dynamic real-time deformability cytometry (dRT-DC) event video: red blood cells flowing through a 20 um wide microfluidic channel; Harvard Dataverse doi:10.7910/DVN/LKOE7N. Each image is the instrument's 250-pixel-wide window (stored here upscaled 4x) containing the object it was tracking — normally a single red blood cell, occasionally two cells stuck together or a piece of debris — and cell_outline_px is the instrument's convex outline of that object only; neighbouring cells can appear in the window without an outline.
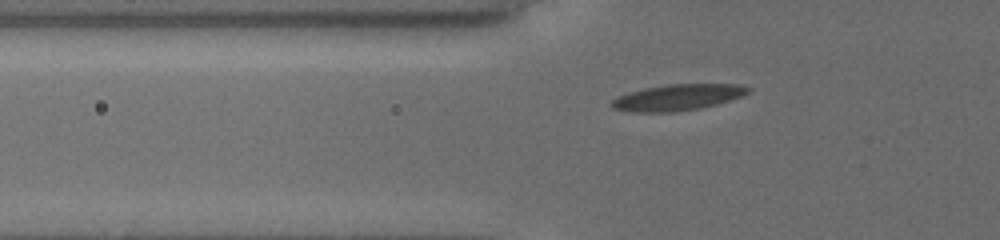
{"species": "common noctule bat (a hibernating species)", "species_latin": "Nyctalus noctula", "temperature_condition": "cold", "stored_images_in_passage": 35, "camera_frame_rate_fps": 3000, "um_per_image_px": 0.085, "animal": {"sex": "female", "body_mass_g": 19.5, "forearm_length_mm": 54.1}, "frame": {"image": 1, "passage_image": 2, "time_ms": 0.333, "image_size_px": [1000, 240], "cell_outline_px": [[752, 88], [748, 92], [740, 96], [716, 104], [700, 108], [676, 112], [632, 112], [612, 108], [608, 104], [612, 100], [628, 92], [644, 88], [668, 84], [740, 84]], "centroid_in_image_um": [57.56, 8.28], "position_along_channel_um": 68.2, "area_um2": 20.75}}
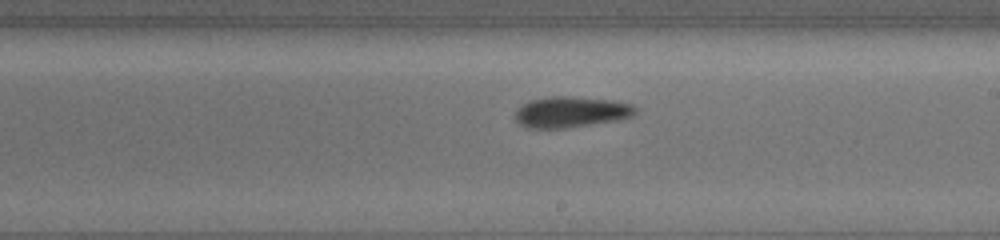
{"frame": {"image": 2, "passage_image": 16, "time_ms": 5.0, "image_size_px": [1000, 240], "cell_outline_px": [[640, 108], [632, 116], [620, 120], [568, 128], [528, 128], [520, 124], [512, 116], [516, 108], [520, 104], [528, 100], [552, 96], [572, 96], [612, 100], [632, 104]], "centroid_in_image_um": [48.51, 9.51], "position_along_channel_um": 240.5, "area_um2": 22.25}}
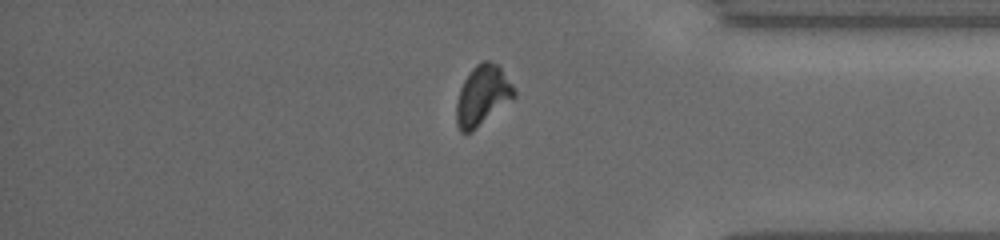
{"frame": {"image": 3, "passage_image": 29, "time_ms": 9.333, "image_size_px": [1000, 240], "cell_outline_px": [[516, 96], [472, 132], [460, 132], [456, 124], [456, 104], [460, 88], [464, 80], [472, 68], [476, 64], [484, 60], [488, 60], [500, 64], [512, 84], [516, 92]], "centroid_in_image_um": [41.01, 8.09], "position_along_channel_um": 394.2, "area_um2": 20.35}}